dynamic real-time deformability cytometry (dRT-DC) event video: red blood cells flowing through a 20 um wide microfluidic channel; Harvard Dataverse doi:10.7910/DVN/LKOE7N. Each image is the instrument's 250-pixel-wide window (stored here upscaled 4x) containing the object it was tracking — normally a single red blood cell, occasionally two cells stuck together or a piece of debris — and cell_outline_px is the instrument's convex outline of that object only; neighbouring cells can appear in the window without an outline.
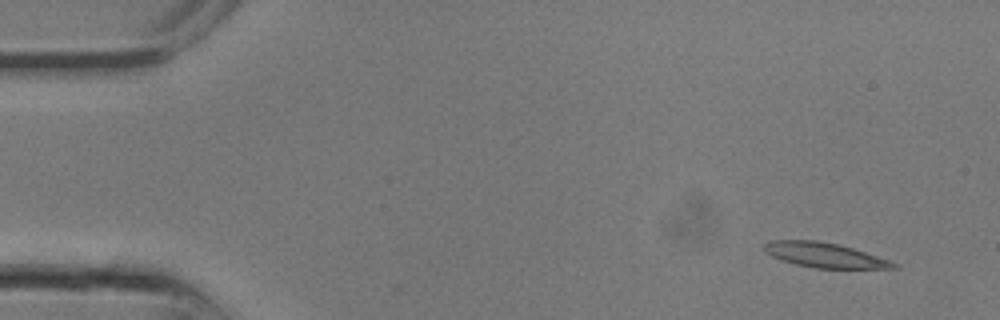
{"species": "common noctule bat (a hibernating species)", "species_latin": "Nyctalus noctula", "temperature_condition": "room temperature", "stored_images_in_passage": 7, "camera_frame_rate_fps": 3000, "um_per_image_px": 0.085, "animal": {"sex": "male", "body_mass_g": 13.3}, "frame": {"image": 1, "passage_image": 1, "time_ms": 0.0, "image_size_px": [1000, 320], "cell_outline_px": [[900, 268], [812, 268], [796, 264], [772, 256], [764, 248], [764, 244], [768, 240], [816, 240], [840, 244], [892, 260], [900, 264]], "centroid_in_image_um": [70.17, 21.68], "position_along_channel_um": 14.8, "area_um2": 18.79}}
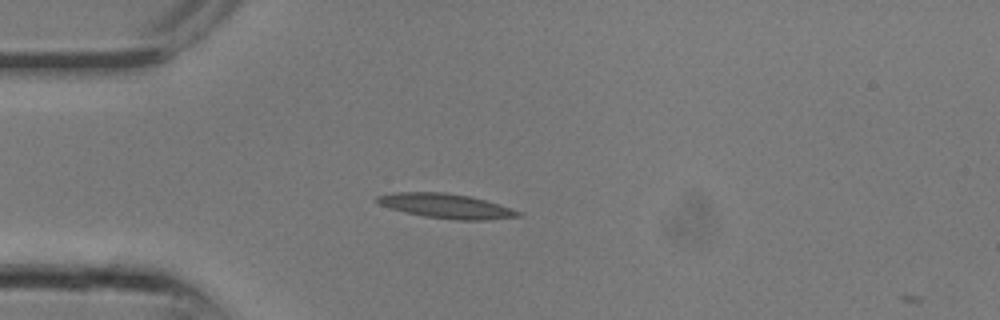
{"frame": {"image": 2, "passage_image": 6, "time_ms": 1.667, "image_size_px": [1000, 320], "cell_outline_px": [[524, 216], [484, 220], [460, 220], [424, 216], [392, 208], [380, 204], [376, 200], [376, 196], [396, 192], [444, 192], [472, 196], [520, 212]], "centroid_in_image_um": [37.93, 17.5], "position_along_channel_um": 47.1, "area_um2": 19.77}}